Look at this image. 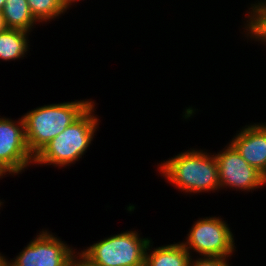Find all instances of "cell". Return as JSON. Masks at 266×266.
<instances>
[{
    "label": "cell",
    "instance_id": "cell-1",
    "mask_svg": "<svg viewBox=\"0 0 266 266\" xmlns=\"http://www.w3.org/2000/svg\"><path fill=\"white\" fill-rule=\"evenodd\" d=\"M158 166L161 176L185 194L220 190L217 160L209 152L191 148Z\"/></svg>",
    "mask_w": 266,
    "mask_h": 266
},
{
    "label": "cell",
    "instance_id": "cell-2",
    "mask_svg": "<svg viewBox=\"0 0 266 266\" xmlns=\"http://www.w3.org/2000/svg\"><path fill=\"white\" fill-rule=\"evenodd\" d=\"M94 109L95 102L34 156V164L66 167L79 161L87 152L99 127Z\"/></svg>",
    "mask_w": 266,
    "mask_h": 266
},
{
    "label": "cell",
    "instance_id": "cell-3",
    "mask_svg": "<svg viewBox=\"0 0 266 266\" xmlns=\"http://www.w3.org/2000/svg\"><path fill=\"white\" fill-rule=\"evenodd\" d=\"M92 100H75L34 108L23 115L25 137L29 151L35 156L47 143L77 120L92 104Z\"/></svg>",
    "mask_w": 266,
    "mask_h": 266
},
{
    "label": "cell",
    "instance_id": "cell-4",
    "mask_svg": "<svg viewBox=\"0 0 266 266\" xmlns=\"http://www.w3.org/2000/svg\"><path fill=\"white\" fill-rule=\"evenodd\" d=\"M150 240L130 230L110 235L79 253L95 266H144Z\"/></svg>",
    "mask_w": 266,
    "mask_h": 266
},
{
    "label": "cell",
    "instance_id": "cell-5",
    "mask_svg": "<svg viewBox=\"0 0 266 266\" xmlns=\"http://www.w3.org/2000/svg\"><path fill=\"white\" fill-rule=\"evenodd\" d=\"M186 240L181 243L191 256V252L195 251L199 256L230 258L236 249L234 235L227 222L216 216L195 221Z\"/></svg>",
    "mask_w": 266,
    "mask_h": 266
},
{
    "label": "cell",
    "instance_id": "cell-6",
    "mask_svg": "<svg viewBox=\"0 0 266 266\" xmlns=\"http://www.w3.org/2000/svg\"><path fill=\"white\" fill-rule=\"evenodd\" d=\"M34 164V156L29 151L25 137L24 119L14 121L0 118V167L8 175L22 173Z\"/></svg>",
    "mask_w": 266,
    "mask_h": 266
},
{
    "label": "cell",
    "instance_id": "cell-7",
    "mask_svg": "<svg viewBox=\"0 0 266 266\" xmlns=\"http://www.w3.org/2000/svg\"><path fill=\"white\" fill-rule=\"evenodd\" d=\"M214 155L218 164L220 189L229 187L236 191L252 192L266 185L263 174L249 165L231 143Z\"/></svg>",
    "mask_w": 266,
    "mask_h": 266
},
{
    "label": "cell",
    "instance_id": "cell-8",
    "mask_svg": "<svg viewBox=\"0 0 266 266\" xmlns=\"http://www.w3.org/2000/svg\"><path fill=\"white\" fill-rule=\"evenodd\" d=\"M75 253L67 243L43 230L11 262L16 266H69Z\"/></svg>",
    "mask_w": 266,
    "mask_h": 266
},
{
    "label": "cell",
    "instance_id": "cell-9",
    "mask_svg": "<svg viewBox=\"0 0 266 266\" xmlns=\"http://www.w3.org/2000/svg\"><path fill=\"white\" fill-rule=\"evenodd\" d=\"M230 143L249 165L266 173V122L245 125Z\"/></svg>",
    "mask_w": 266,
    "mask_h": 266
},
{
    "label": "cell",
    "instance_id": "cell-10",
    "mask_svg": "<svg viewBox=\"0 0 266 266\" xmlns=\"http://www.w3.org/2000/svg\"><path fill=\"white\" fill-rule=\"evenodd\" d=\"M151 242L146 248L144 266H188L191 255L182 243L174 242L153 249Z\"/></svg>",
    "mask_w": 266,
    "mask_h": 266
},
{
    "label": "cell",
    "instance_id": "cell-11",
    "mask_svg": "<svg viewBox=\"0 0 266 266\" xmlns=\"http://www.w3.org/2000/svg\"><path fill=\"white\" fill-rule=\"evenodd\" d=\"M29 32L6 28L0 32V60L12 61L25 57L29 51Z\"/></svg>",
    "mask_w": 266,
    "mask_h": 266
},
{
    "label": "cell",
    "instance_id": "cell-12",
    "mask_svg": "<svg viewBox=\"0 0 266 266\" xmlns=\"http://www.w3.org/2000/svg\"><path fill=\"white\" fill-rule=\"evenodd\" d=\"M2 16L6 28L31 32L32 28H35L34 26L37 24L27 0H6Z\"/></svg>",
    "mask_w": 266,
    "mask_h": 266
},
{
    "label": "cell",
    "instance_id": "cell-13",
    "mask_svg": "<svg viewBox=\"0 0 266 266\" xmlns=\"http://www.w3.org/2000/svg\"><path fill=\"white\" fill-rule=\"evenodd\" d=\"M249 10L244 26L246 38L266 43V0L251 4Z\"/></svg>",
    "mask_w": 266,
    "mask_h": 266
},
{
    "label": "cell",
    "instance_id": "cell-14",
    "mask_svg": "<svg viewBox=\"0 0 266 266\" xmlns=\"http://www.w3.org/2000/svg\"><path fill=\"white\" fill-rule=\"evenodd\" d=\"M27 2L35 20L42 24L66 12L58 0H27Z\"/></svg>",
    "mask_w": 266,
    "mask_h": 266
},
{
    "label": "cell",
    "instance_id": "cell-15",
    "mask_svg": "<svg viewBox=\"0 0 266 266\" xmlns=\"http://www.w3.org/2000/svg\"><path fill=\"white\" fill-rule=\"evenodd\" d=\"M228 258L201 256L193 259L191 256L188 266H230Z\"/></svg>",
    "mask_w": 266,
    "mask_h": 266
},
{
    "label": "cell",
    "instance_id": "cell-16",
    "mask_svg": "<svg viewBox=\"0 0 266 266\" xmlns=\"http://www.w3.org/2000/svg\"><path fill=\"white\" fill-rule=\"evenodd\" d=\"M69 266H95V265L90 263L84 256H82L78 252L70 259Z\"/></svg>",
    "mask_w": 266,
    "mask_h": 266
},
{
    "label": "cell",
    "instance_id": "cell-17",
    "mask_svg": "<svg viewBox=\"0 0 266 266\" xmlns=\"http://www.w3.org/2000/svg\"><path fill=\"white\" fill-rule=\"evenodd\" d=\"M59 3L61 4V6L64 8L65 11H67V9H69V7H71V5L74 3V2H78L80 0H58Z\"/></svg>",
    "mask_w": 266,
    "mask_h": 266
},
{
    "label": "cell",
    "instance_id": "cell-18",
    "mask_svg": "<svg viewBox=\"0 0 266 266\" xmlns=\"http://www.w3.org/2000/svg\"><path fill=\"white\" fill-rule=\"evenodd\" d=\"M2 266H16L10 260L6 259L4 255H2Z\"/></svg>",
    "mask_w": 266,
    "mask_h": 266
},
{
    "label": "cell",
    "instance_id": "cell-19",
    "mask_svg": "<svg viewBox=\"0 0 266 266\" xmlns=\"http://www.w3.org/2000/svg\"><path fill=\"white\" fill-rule=\"evenodd\" d=\"M5 29H6V26L3 20L2 12H0V32L4 31Z\"/></svg>",
    "mask_w": 266,
    "mask_h": 266
},
{
    "label": "cell",
    "instance_id": "cell-20",
    "mask_svg": "<svg viewBox=\"0 0 266 266\" xmlns=\"http://www.w3.org/2000/svg\"><path fill=\"white\" fill-rule=\"evenodd\" d=\"M5 3H6V0H0V12H2Z\"/></svg>",
    "mask_w": 266,
    "mask_h": 266
},
{
    "label": "cell",
    "instance_id": "cell-21",
    "mask_svg": "<svg viewBox=\"0 0 266 266\" xmlns=\"http://www.w3.org/2000/svg\"><path fill=\"white\" fill-rule=\"evenodd\" d=\"M7 175V173L5 172V170L3 168L0 167V178H3L4 175Z\"/></svg>",
    "mask_w": 266,
    "mask_h": 266
},
{
    "label": "cell",
    "instance_id": "cell-22",
    "mask_svg": "<svg viewBox=\"0 0 266 266\" xmlns=\"http://www.w3.org/2000/svg\"><path fill=\"white\" fill-rule=\"evenodd\" d=\"M0 266H2V254L0 253Z\"/></svg>",
    "mask_w": 266,
    "mask_h": 266
},
{
    "label": "cell",
    "instance_id": "cell-23",
    "mask_svg": "<svg viewBox=\"0 0 266 266\" xmlns=\"http://www.w3.org/2000/svg\"><path fill=\"white\" fill-rule=\"evenodd\" d=\"M264 177V181H265V184H266V173L263 175Z\"/></svg>",
    "mask_w": 266,
    "mask_h": 266
}]
</instances>
